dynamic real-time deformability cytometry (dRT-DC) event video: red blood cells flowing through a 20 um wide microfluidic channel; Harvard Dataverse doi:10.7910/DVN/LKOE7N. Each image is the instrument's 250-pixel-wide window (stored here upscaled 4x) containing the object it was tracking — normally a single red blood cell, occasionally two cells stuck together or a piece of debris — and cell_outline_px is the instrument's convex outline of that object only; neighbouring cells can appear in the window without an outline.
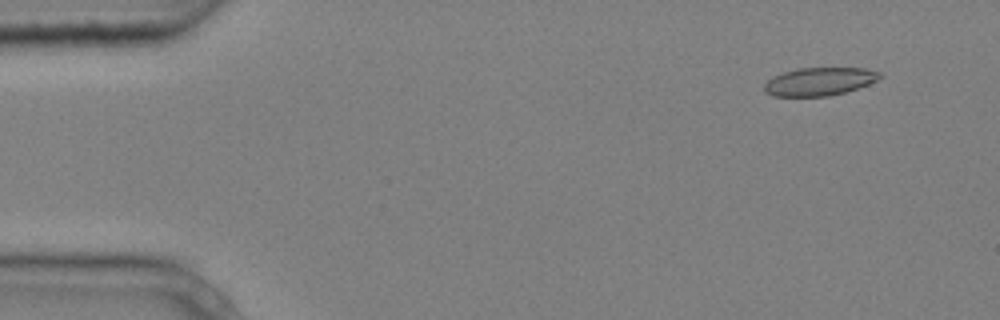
{"species": "common noctule bat (a hibernating species)", "species_latin": "Nyctalus noctula", "temperature_condition": "cold", "stored_images_in_passage": 5, "camera_frame_rate_fps": 3000, "um_per_image_px": 0.085, "animal": {"sex": "male", "body_mass_g": 20.4}, "frame": {"image": 1, "passage_image": 2, "time_ms": 0.333, "image_size_px": [1000, 320], "cell_outline_px": [[884, 76], [868, 84], [844, 92], [828, 96], [772, 96], [764, 92], [764, 84], [768, 80], [784, 72], [796, 68], [864, 68], [880, 72]], "centroid_in_image_um": [69.64, 6.93], "position_along_channel_um": 15.4, "area_um2": 18.79}}
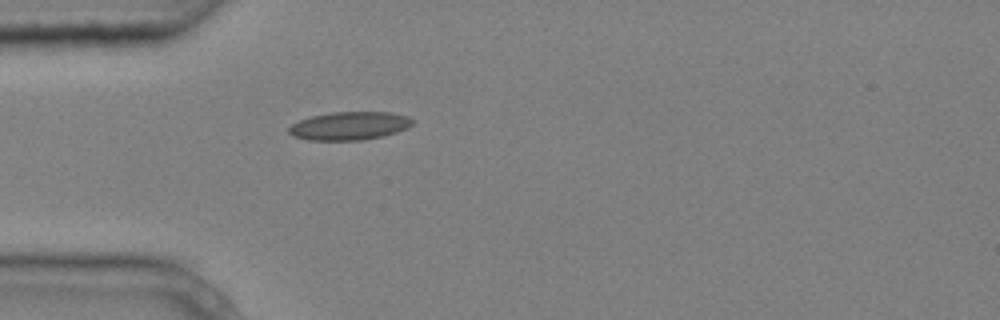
{"frame": {"image": 2, "passage_image": 5, "time_ms": 1.333, "image_size_px": [1000, 320], "cell_outline_px": [[416, 120], [408, 128], [384, 136], [360, 140], [308, 140], [292, 136], [288, 132], [288, 128], [292, 124], [300, 120], [312, 116], [332, 112], [392, 112], [408, 116]], "centroid_in_image_um": [29.73, 10.69], "position_along_channel_um": 55.3, "area_um2": 20.46}}